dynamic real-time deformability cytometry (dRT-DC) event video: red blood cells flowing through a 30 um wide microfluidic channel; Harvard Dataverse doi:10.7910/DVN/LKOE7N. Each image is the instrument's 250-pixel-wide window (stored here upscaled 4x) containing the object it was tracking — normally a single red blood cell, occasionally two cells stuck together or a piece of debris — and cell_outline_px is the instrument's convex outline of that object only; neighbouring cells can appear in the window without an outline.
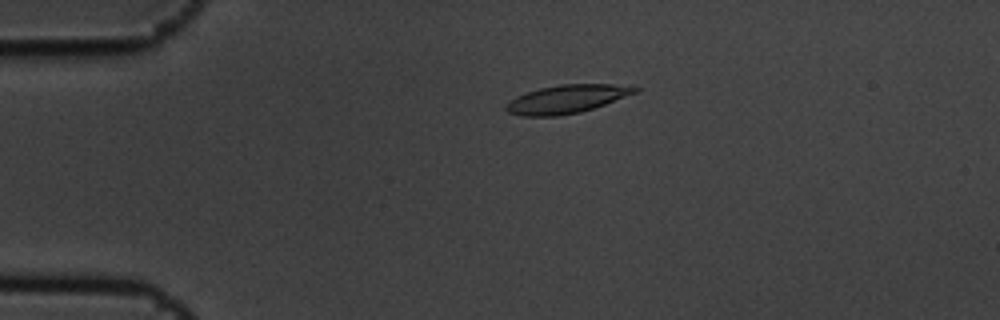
{"species": "common noctule bat (a hibernating species)", "species_latin": "Nyctalus noctula", "temperature_condition": "cold", "stored_images_in_passage": 3, "camera_frame_rate_fps": 3000, "um_per_image_px": 0.085, "animal": {"sex": "male", "body_mass_g": 19.5, "forearm_length_mm": 54.6}, "frame": {"image": 1, "passage_image": 2, "time_ms": 0.333, "image_size_px": [1000, 320], "cell_outline_px": [[640, 88], [636, 92], [604, 104], [580, 112], [556, 116], [520, 116], [508, 112], [504, 108], [516, 96], [540, 88], [560, 84], [612, 84]], "centroid_in_image_um": [48.13, 8.42], "position_along_channel_um": 36.9, "area_um2": 20.81}}